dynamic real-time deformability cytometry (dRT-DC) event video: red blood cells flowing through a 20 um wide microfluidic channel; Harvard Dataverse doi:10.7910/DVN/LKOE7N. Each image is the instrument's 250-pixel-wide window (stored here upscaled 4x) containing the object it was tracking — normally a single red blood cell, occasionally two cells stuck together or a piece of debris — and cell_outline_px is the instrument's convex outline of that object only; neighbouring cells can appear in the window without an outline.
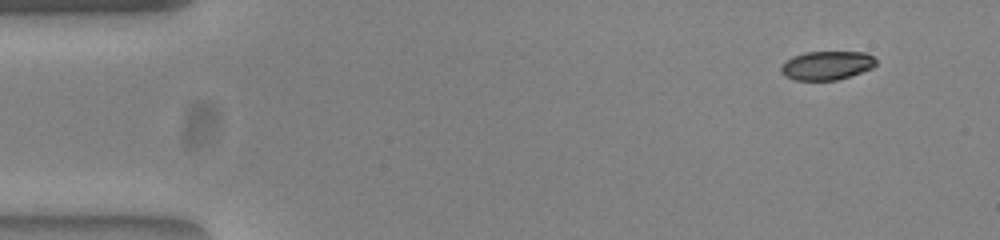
{"species": "common noctule bat (a hibernating species)", "species_latin": "Nyctalus noctula", "temperature_condition": "warm", "stored_images_in_passage": 49, "camera_frame_rate_fps": 3000, "um_per_image_px": 0.085, "animal": {"sex": "female", "body_mass_g": 23.0, "forearm_length_mm": 53.4}, "frame": {"image": 1, "passage_image": 1, "time_ms": 0.0, "image_size_px": [1000, 240], "cell_outline_px": [[876, 64], [872, 68], [836, 80], [796, 80], [784, 76], [780, 72], [780, 68], [792, 56], [804, 52], [864, 52], [872, 56], [876, 60]], "centroid_in_image_um": [70.25, 5.56], "position_along_channel_um": 14.7, "area_um2": 15.78}}
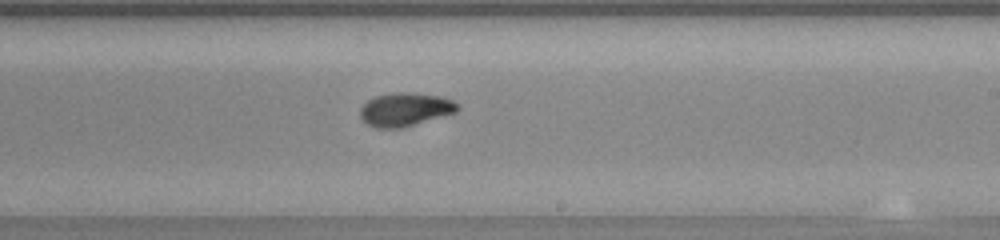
{"frame": {"image": 2, "passage_image": 28, "time_ms": 9.0, "image_size_px": [1000, 240], "cell_outline_px": [[460, 108], [456, 112], [400, 128], [376, 128], [368, 124], [360, 116], [360, 108], [368, 100], [376, 96], [396, 92], [408, 92], [440, 96], [452, 100]], "centroid_in_image_um": [34.42, 9.29], "position_along_channel_um": 254.6, "area_um2": 18.67}}
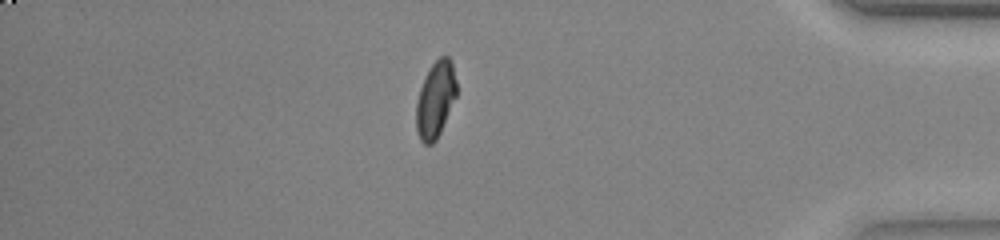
{"frame": {"image": 3, "passage_image": 42, "time_ms": 13.667, "image_size_px": [1000, 240], "cell_outline_px": [[456, 96], [440, 132], [436, 140], [432, 144], [424, 144], [420, 140], [416, 128], [416, 104], [420, 88], [432, 64], [440, 56], [448, 56], [452, 60], [456, 80]], "centroid_in_image_um": [37.02, 8.46], "position_along_channel_um": 398.2, "area_um2": 17.74}, "authors_computed_cell_mechanics": {"area_um2": 17.9758, "velocity_mm_per_s": 3.8865, "shape_relaxation_time_tau1_ms": 3.1763, "shape_relaxation_time_tau2_ms": 1.682, "deformation_change_tau1": 0.1622, "deformation_change_tau2": 0.0535}}